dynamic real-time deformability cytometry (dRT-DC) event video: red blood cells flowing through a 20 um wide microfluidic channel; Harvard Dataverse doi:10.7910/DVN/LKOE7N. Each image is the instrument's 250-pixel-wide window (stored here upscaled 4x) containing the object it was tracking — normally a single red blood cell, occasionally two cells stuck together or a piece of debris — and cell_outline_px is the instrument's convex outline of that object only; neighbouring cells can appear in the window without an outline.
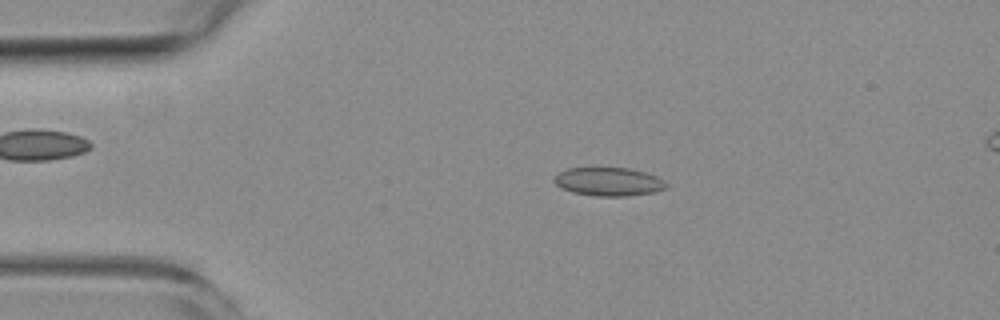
{"species": "common noctule bat (a hibernating species)", "species_latin": "Nyctalus noctula", "temperature_condition": "room temperature", "stored_images_in_passage": 4, "camera_frame_rate_fps": 3000, "um_per_image_px": 0.085, "animal": {"sex": "female", "body_mass_g": 19.3, "forearm_length_mm": 54.1}, "frame": {"image": 1, "passage_image": 3, "time_ms": 2.333, "image_size_px": [1000, 320], "cell_outline_px": [[668, 188], [652, 192], [628, 196], [596, 196], [572, 192], [560, 188], [552, 180], [560, 172], [568, 168], [628, 168], [644, 172], [656, 176], [664, 180], [668, 184]], "centroid_in_image_um": [51.74, 15.45], "position_along_channel_um": 33.3, "area_um2": 18.55}}